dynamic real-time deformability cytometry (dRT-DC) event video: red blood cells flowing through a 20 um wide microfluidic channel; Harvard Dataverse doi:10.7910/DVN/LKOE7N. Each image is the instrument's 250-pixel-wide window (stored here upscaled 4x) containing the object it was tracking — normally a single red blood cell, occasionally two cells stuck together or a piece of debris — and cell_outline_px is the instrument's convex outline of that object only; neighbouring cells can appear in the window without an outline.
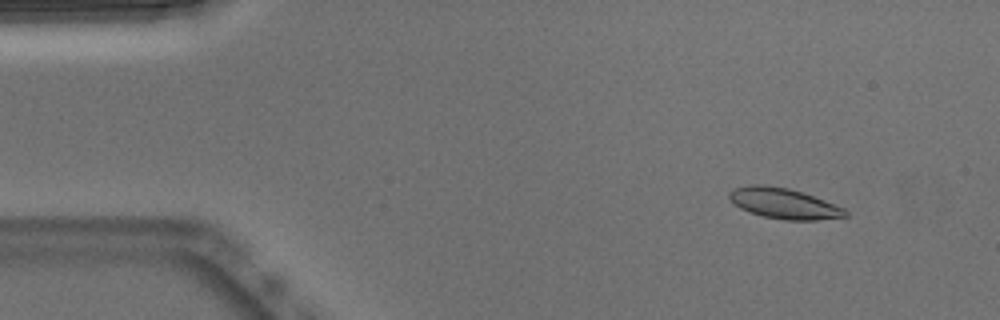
{"species": "Egyptian fruit bat (a non-hibernating species)", "species_latin": "Rousettus aegyptiacus", "temperature_condition": "warm", "stored_images_in_passage": 53, "camera_frame_rate_fps": 3000, "um_per_image_px": 0.085, "animal": {"sex": "male"}, "frame": {"image": 1, "passage_image": 6, "time_ms": 1.667, "image_size_px": [1000, 320], "cell_outline_px": [[848, 216], [816, 220], [784, 220], [764, 216], [748, 212], [740, 208], [728, 196], [728, 192], [732, 188], [752, 184], [764, 184], [788, 188], [804, 192], [844, 208], [848, 212]], "centroid_in_image_um": [66.62, 17.28], "position_along_channel_um": 18.4, "area_um2": 20.75}}
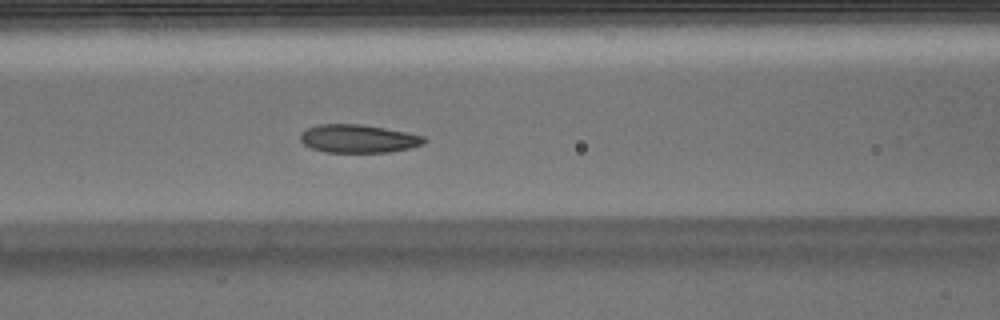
{"frame": {"image": 2, "passage_image": 22, "time_ms": 7.0, "image_size_px": [1000, 320], "cell_outline_px": [[428, 140], [424, 144], [408, 148], [388, 152], [324, 152], [312, 148], [304, 144], [300, 140], [300, 132], [308, 128], [320, 124], [364, 124], [424, 136]], "centroid_in_image_um": [30.44, 11.78], "position_along_channel_um": 136.2, "area_um2": 20.29}}
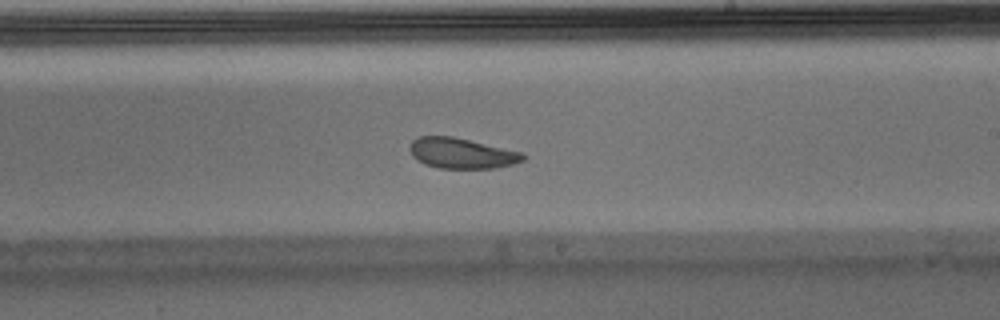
{"frame": {"image": 3, "passage_image": 31, "time_ms": 10.0, "image_size_px": [1000, 320], "cell_outline_px": [[524, 160], [512, 164], [496, 168], [440, 168], [424, 164], [412, 156], [408, 148], [412, 140], [420, 136], [452, 136], [524, 152]], "centroid_in_image_um": [39.23, 13.02], "position_along_channel_um": 249.8, "area_um2": 20.17}, "authors_computed_cell_mechanics": {"area_um2": 20.8658, "velocity_mm_per_s": 3.7978, "shape_relaxation_time_tau1_ms": 3.8464, "shape_relaxation_time_tau2_ms": 3.6103, "deformation_change_tau1": 0.1035, "deformation_change_tau2": 0.0941}}